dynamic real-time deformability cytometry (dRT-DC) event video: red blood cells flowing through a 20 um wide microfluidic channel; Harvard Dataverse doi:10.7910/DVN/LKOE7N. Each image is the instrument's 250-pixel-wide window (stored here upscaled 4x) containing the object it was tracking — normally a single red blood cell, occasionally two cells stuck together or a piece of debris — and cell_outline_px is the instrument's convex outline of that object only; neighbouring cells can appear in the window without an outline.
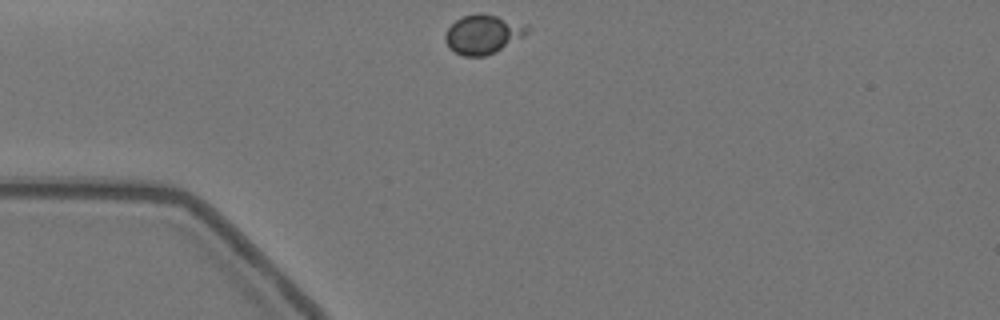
{"species": "Egyptian fruit bat (a non-hibernating species)", "species_latin": "Rousettus aegyptiacus", "temperature_condition": "warm", "stored_images_in_passage": 35, "camera_frame_rate_fps": 3000, "um_per_image_px": 0.085, "animal": {"sex": "female"}, "frame": {"image": 1, "passage_image": 1, "time_ms": 0.0, "image_size_px": [1000, 320], "cell_outline_px": [[528, 32], [524, 36], [484, 56], [464, 56], [448, 48], [444, 40], [444, 36], [448, 28], [456, 20], [464, 16], [480, 12], [528, 24]], "centroid_in_image_um": [41.03, 2.89], "position_along_channel_um": 44.0, "area_um2": 18.44}}